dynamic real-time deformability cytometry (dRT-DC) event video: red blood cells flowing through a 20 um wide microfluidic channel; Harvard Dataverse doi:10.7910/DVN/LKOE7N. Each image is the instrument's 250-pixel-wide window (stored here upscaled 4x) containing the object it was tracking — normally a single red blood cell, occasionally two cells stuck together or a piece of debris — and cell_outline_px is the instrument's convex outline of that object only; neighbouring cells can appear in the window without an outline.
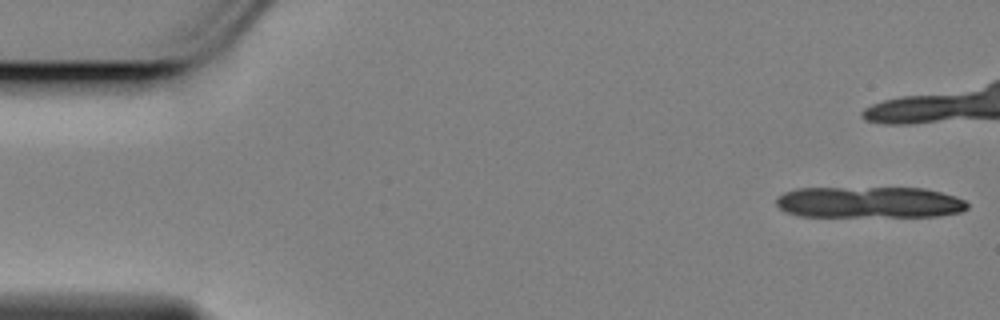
{"species": "Egyptian fruit bat (a non-hibernating species)", "species_latin": "Rousettus aegyptiacus", "temperature_condition": "cold", "stored_images_in_passage": 10, "camera_frame_rate_fps": 3000, "um_per_image_px": 0.085, "animal": {"sex": "female"}, "frame": {"image": 1, "passage_image": 1, "time_ms": 0.0, "image_size_px": [1000, 320], "cell_outline_px": [[968, 208], [960, 212], [940, 216], [800, 216], [784, 212], [776, 204], [776, 200], [784, 192], [796, 188], [924, 188], [956, 196], [964, 200], [968, 204]], "centroid_in_image_um": [73.89, 17.2], "position_along_channel_um": 11.1, "area_um2": 34.97}}